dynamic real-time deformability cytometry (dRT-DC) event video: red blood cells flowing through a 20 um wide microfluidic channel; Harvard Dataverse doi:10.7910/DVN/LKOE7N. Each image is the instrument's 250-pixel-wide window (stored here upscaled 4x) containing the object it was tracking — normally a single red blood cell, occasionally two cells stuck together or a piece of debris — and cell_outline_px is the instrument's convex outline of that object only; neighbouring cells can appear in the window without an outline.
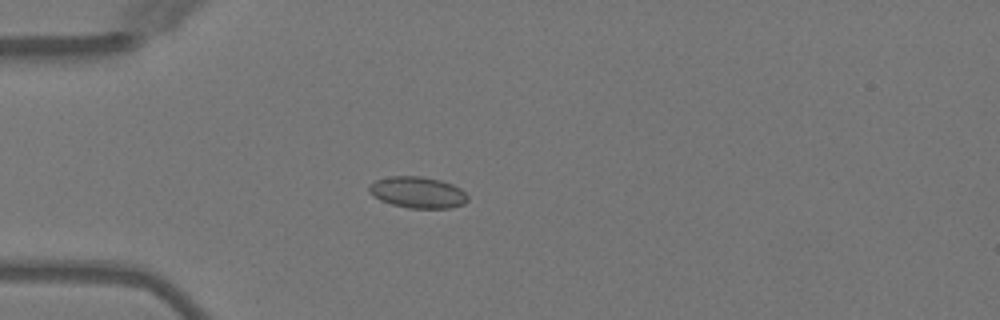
{"species": "Egyptian fruit bat (a non-hibernating species)", "species_latin": "Rousettus aegyptiacus", "temperature_condition": "warm", "stored_images_in_passage": 3, "camera_frame_rate_fps": 3000, "um_per_image_px": 0.085, "animal": {"sex": "female"}, "frame": {"image": 1, "passage_image": 2, "time_ms": 1.333, "image_size_px": [1000, 320], "cell_outline_px": [[468, 200], [464, 204], [452, 208], [408, 208], [392, 204], [380, 200], [368, 192], [368, 188], [376, 180], [392, 176], [420, 176], [440, 180], [452, 184], [460, 188], [468, 196]], "centroid_in_image_um": [35.52, 16.36], "position_along_channel_um": 49.5, "area_um2": 17.98}}